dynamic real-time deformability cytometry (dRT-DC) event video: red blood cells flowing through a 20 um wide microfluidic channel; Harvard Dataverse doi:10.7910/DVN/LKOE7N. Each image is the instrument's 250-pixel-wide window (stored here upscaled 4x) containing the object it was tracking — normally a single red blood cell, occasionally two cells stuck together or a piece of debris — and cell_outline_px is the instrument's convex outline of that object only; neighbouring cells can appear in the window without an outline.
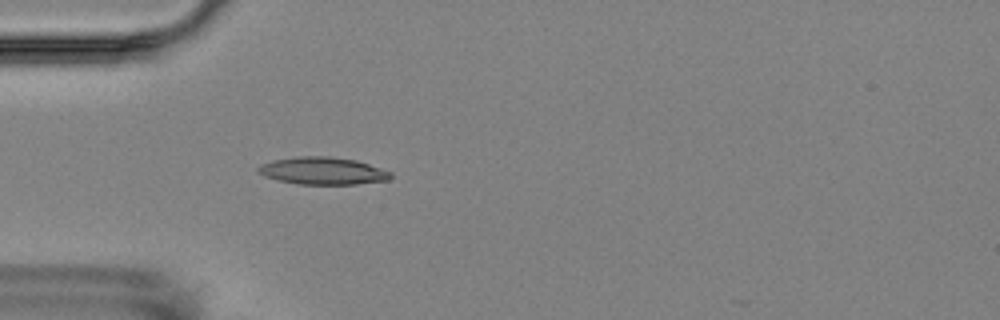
{"species": "Egyptian fruit bat (a non-hibernating species)", "species_latin": "Rousettus aegyptiacus", "temperature_condition": "room temperature", "stored_images_in_passage": 3, "camera_frame_rate_fps": 3000, "um_per_image_px": 0.085, "animal": {"sex": "female"}, "frame": {"image": 1, "passage_image": 3, "time_ms": 3.0, "image_size_px": [1000, 320], "cell_outline_px": [[392, 176], [388, 180], [356, 184], [300, 184], [280, 180], [264, 176], [256, 172], [256, 168], [260, 164], [276, 160], [296, 156], [328, 156], [356, 160], [392, 172]], "centroid_in_image_um": [27.42, 14.52], "position_along_channel_um": 57.6, "area_um2": 21.04}}